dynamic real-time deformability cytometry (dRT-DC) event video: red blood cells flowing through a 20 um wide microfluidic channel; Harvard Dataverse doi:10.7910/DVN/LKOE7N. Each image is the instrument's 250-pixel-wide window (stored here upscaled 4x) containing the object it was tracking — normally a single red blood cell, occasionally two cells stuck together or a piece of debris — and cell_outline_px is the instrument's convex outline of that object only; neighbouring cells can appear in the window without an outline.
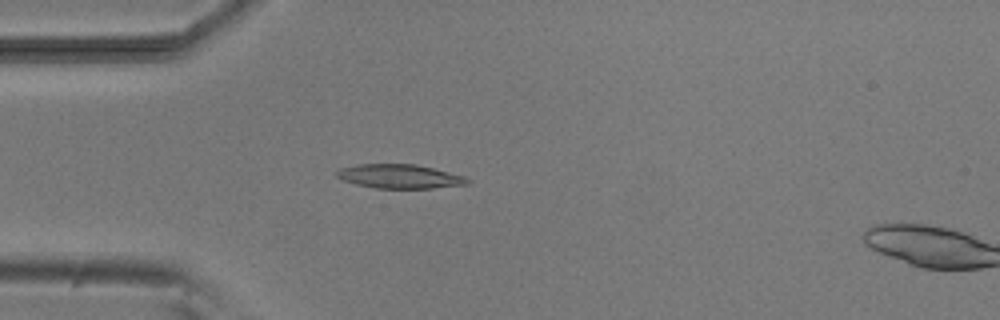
{"species": "common noctule bat (a hibernating species)", "species_latin": "Nyctalus noctula", "temperature_condition": "room temperature", "stored_images_in_passage": 6, "camera_frame_rate_fps": 3000, "um_per_image_px": 0.085, "animal": {"sex": "male", "body_mass_g": 20.5, "forearm_length_mm": 52.5}, "frame": {"image": 1, "passage_image": 5, "time_ms": 4.333, "image_size_px": [1000, 320], "cell_outline_px": [[468, 184], [432, 188], [376, 188], [356, 184], [344, 180], [336, 176], [336, 172], [340, 168], [356, 164], [416, 164], [464, 176], [468, 180]], "centroid_in_image_um": [33.93, 14.99], "position_along_channel_um": 51.1, "area_um2": 18.09}}